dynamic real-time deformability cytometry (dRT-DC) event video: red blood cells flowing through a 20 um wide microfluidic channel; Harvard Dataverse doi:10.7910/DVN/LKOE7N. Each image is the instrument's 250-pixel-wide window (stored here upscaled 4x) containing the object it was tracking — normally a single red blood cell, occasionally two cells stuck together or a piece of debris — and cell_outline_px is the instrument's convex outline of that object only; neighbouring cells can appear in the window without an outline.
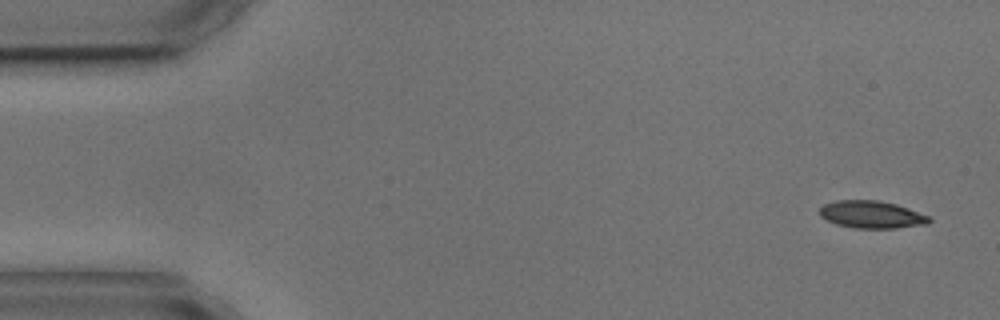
{"species": "common noctule bat (a hibernating species)", "species_latin": "Nyctalus noctula", "temperature_condition": "cold", "stored_images_in_passage": 4, "camera_frame_rate_fps": 3000, "um_per_image_px": 0.085, "animal": {"sex": "male", "body_mass_g": 17.9, "forearm_length_mm": 54.2}, "frame": {"image": 1, "passage_image": 1, "time_ms": 0.0, "image_size_px": [1000, 320], "cell_outline_px": [[932, 220], [928, 224], [896, 228], [852, 228], [836, 224], [820, 216], [820, 208], [824, 204], [836, 200], [876, 200], [896, 204], [932, 216]], "centroid_in_image_um": [74.13, 18.24], "position_along_channel_um": 10.9, "area_um2": 17.63}}
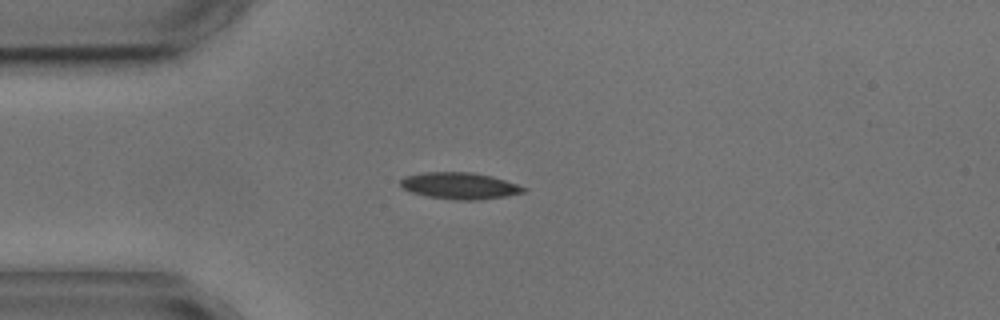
{"frame": {"image": 2, "passage_image": 4, "time_ms": 3.667, "image_size_px": [1000, 320], "cell_outline_px": [[528, 188], [524, 192], [504, 196], [480, 200], [456, 200], [428, 196], [412, 192], [404, 188], [400, 184], [400, 180], [404, 176], [424, 172], [472, 172], [492, 176]], "centroid_in_image_um": [39.07, 15.78], "position_along_channel_um": 45.9, "area_um2": 18.96}}